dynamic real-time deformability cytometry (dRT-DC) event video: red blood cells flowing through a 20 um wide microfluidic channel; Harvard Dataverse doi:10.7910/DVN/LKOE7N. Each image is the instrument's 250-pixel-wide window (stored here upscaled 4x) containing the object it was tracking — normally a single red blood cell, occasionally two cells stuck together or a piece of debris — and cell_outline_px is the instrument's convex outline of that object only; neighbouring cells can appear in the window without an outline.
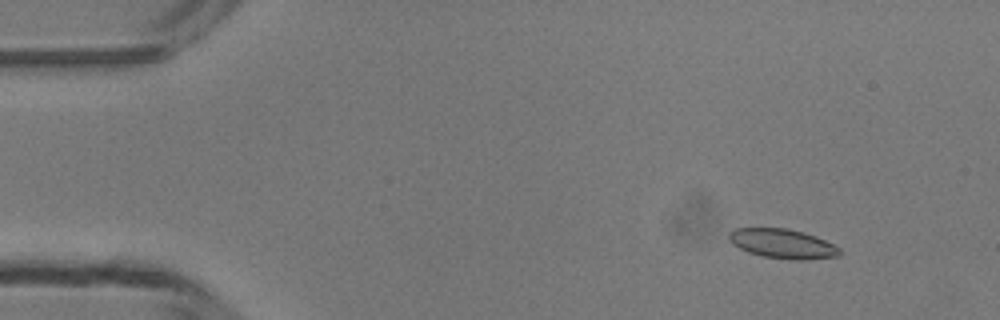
{"species": "common noctule bat (a hibernating species)", "species_latin": "Nyctalus noctula", "temperature_condition": "room temperature", "stored_images_in_passage": 49, "camera_frame_rate_fps": 3000, "um_per_image_px": 0.085, "animal": {"sex": "male", "body_mass_g": 13.3}, "frame": {"image": 1, "passage_image": 6, "time_ms": 1.667, "image_size_px": [1000, 320], "cell_outline_px": [[840, 252], [836, 256], [804, 260], [792, 260], [764, 256], [748, 252], [732, 244], [728, 240], [728, 232], [736, 228], [788, 228], [804, 232], [816, 236], [840, 248]], "centroid_in_image_um": [66.48, 20.7], "position_along_channel_um": 18.5, "area_um2": 18.96}}
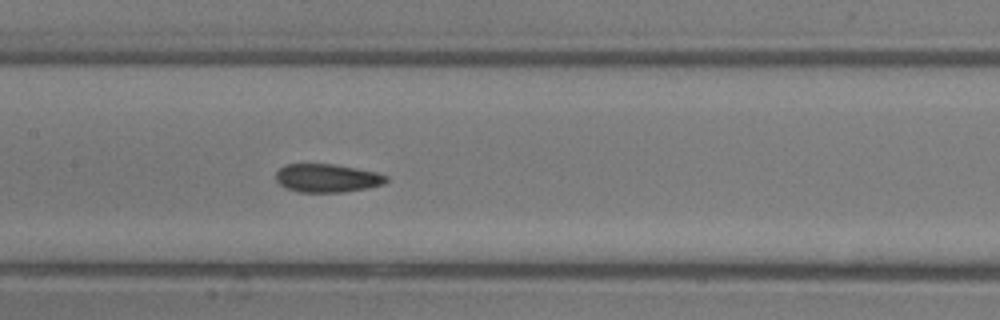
{"frame": {"image": 2, "passage_image": 24, "time_ms": 7.667, "image_size_px": [1000, 320], "cell_outline_px": [[388, 180], [384, 184], [368, 188], [344, 192], [300, 192], [284, 188], [276, 180], [276, 172], [284, 164], [336, 164], [376, 172], [388, 176]], "centroid_in_image_um": [27.81, 15.14], "position_along_channel_um": 179.6, "area_um2": 18.38}}
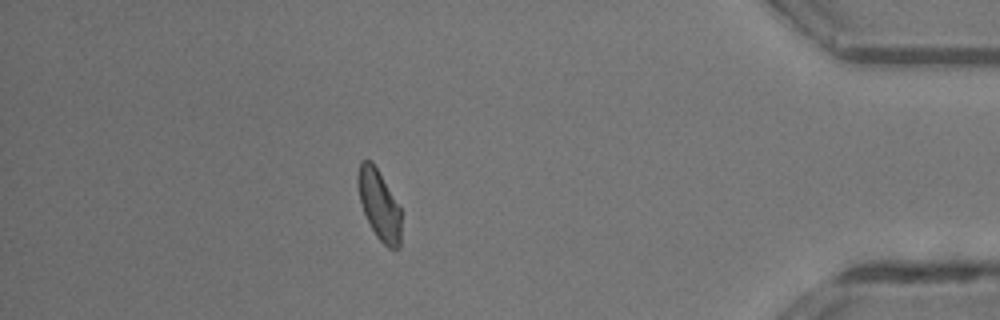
{"frame": {"image": 3, "passage_image": 43, "time_ms": 14.0, "image_size_px": [1000, 320], "cell_outline_px": [[400, 248], [388, 248], [376, 236], [364, 212], [360, 200], [356, 180], [360, 160], [372, 160], [400, 208]], "centroid_in_image_um": [32.21, 17.38], "position_along_channel_um": 403.0, "area_um2": 17.34}, "authors_computed_cell_mechanics": {"area_um2": 18.5538, "velocity_mm_per_s": 4.2634, "shape_relaxation_time_tau1_ms": 2.7597, "shape_relaxation_time_tau2_ms": 1.6608, "deformation_change_tau1": 0.1054, "deformation_change_tau2": 0.0824}}